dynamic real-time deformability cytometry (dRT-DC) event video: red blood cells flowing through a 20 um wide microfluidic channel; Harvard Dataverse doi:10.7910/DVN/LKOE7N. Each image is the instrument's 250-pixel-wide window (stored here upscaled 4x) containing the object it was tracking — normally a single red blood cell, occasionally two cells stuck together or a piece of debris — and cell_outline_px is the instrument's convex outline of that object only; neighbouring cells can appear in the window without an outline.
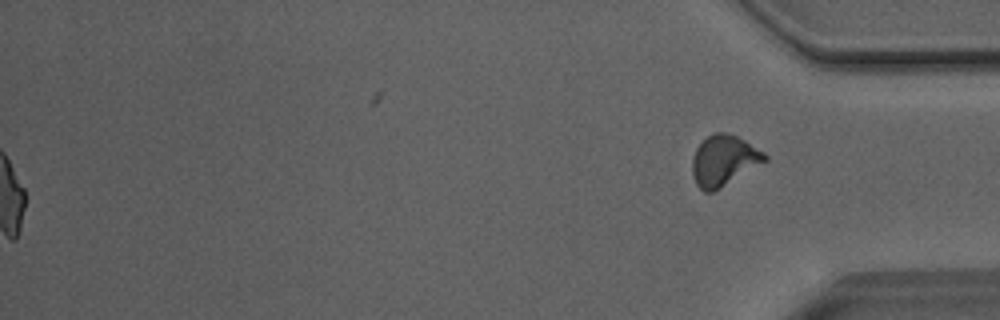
{"species": "Egyptian fruit bat (a non-hibernating species)", "species_latin": "Rousettus aegyptiacus", "temperature_condition": "room temperature", "stored_images_in_passage": 44, "segment_of_instrument_passage": [2, 2], "camera_frame_rate_fps": 3000, "um_per_image_px": 0.085, "animal": {"sex": "male"}, "frame": {"image": 1, "passage_image": 44, "time_ms": 14.333, "image_size_px": [1000, 320], "cell_outline_px": [[768, 160], [712, 192], [704, 192], [696, 184], [692, 176], [692, 160], [696, 148], [708, 136], [716, 132], [724, 132], [736, 136], [744, 140], [764, 152], [768, 156]], "centroid_in_image_um": [61.51, 13.64], "position_along_channel_um": 373.7, "area_um2": 21.1}}